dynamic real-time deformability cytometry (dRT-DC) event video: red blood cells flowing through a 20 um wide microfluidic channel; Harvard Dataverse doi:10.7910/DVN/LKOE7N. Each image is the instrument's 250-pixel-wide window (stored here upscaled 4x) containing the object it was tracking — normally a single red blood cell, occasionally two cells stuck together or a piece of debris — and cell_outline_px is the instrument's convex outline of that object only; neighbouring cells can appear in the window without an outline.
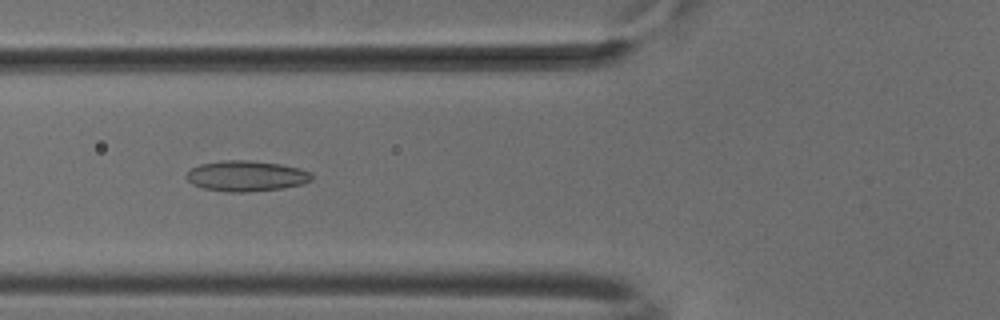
{"species": "common noctule bat (a hibernating species)", "species_latin": "Nyctalus noctula", "temperature_condition": "cold", "stored_images_in_passage": 51, "camera_frame_rate_fps": 3000, "um_per_image_px": 0.085, "animal": {"sex": "male", "body_mass_g": 18.8}, "frame": {"image": 1, "passage_image": 19, "time_ms": 6.0, "image_size_px": [1000, 320], "cell_outline_px": [[312, 180], [304, 184], [284, 188], [248, 192], [228, 192], [204, 188], [192, 184], [184, 176], [192, 168], [200, 164], [224, 160], [248, 160], [280, 164], [300, 168], [312, 172]], "centroid_in_image_um": [20.96, 14.96], "position_along_channel_um": 104.8, "area_um2": 22.48}}
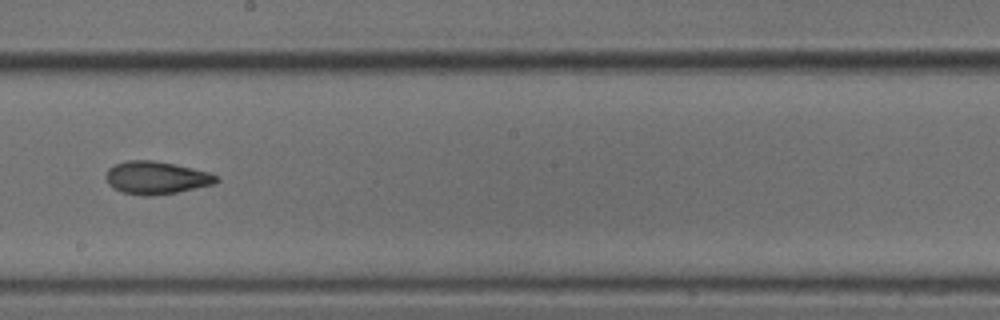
{"frame": {"image": 2, "passage_image": 29, "time_ms": 9.333, "image_size_px": [1000, 320], "cell_outline_px": [[220, 180], [216, 184], [176, 192], [148, 196], [144, 196], [120, 192], [108, 184], [104, 176], [108, 168], [112, 164], [128, 160], [152, 160], [192, 168], [208, 172], [216, 176]], "centroid_in_image_um": [13.23, 15.11], "position_along_channel_um": 235.0, "area_um2": 21.15}}
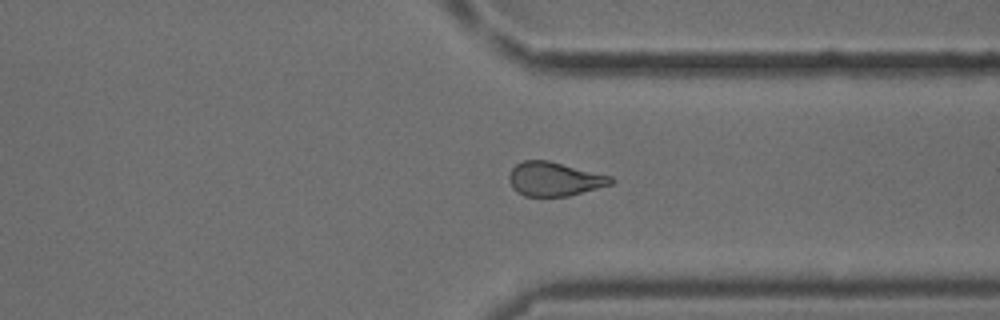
{"frame": {"image": 3, "passage_image": 39, "time_ms": 12.667, "image_size_px": [1000, 320], "cell_outline_px": [[612, 184], [568, 196], [524, 196], [516, 192], [512, 188], [508, 180], [508, 176], [512, 168], [516, 164], [524, 160], [548, 160], [612, 176]], "centroid_in_image_um": [47.08, 15.21], "position_along_channel_um": 364.3, "area_um2": 20.17}, "authors_computed_cell_mechanics": {"area_um2": 21.1548, "velocity_mm_per_s": 3.8834, "shape_relaxation_time_tau1_ms": 8.1975, "shape_relaxation_time_tau2_ms": 2.6563, "deformation_change_tau1": 0.1768, "deformation_change_tau2": 0.0891}}